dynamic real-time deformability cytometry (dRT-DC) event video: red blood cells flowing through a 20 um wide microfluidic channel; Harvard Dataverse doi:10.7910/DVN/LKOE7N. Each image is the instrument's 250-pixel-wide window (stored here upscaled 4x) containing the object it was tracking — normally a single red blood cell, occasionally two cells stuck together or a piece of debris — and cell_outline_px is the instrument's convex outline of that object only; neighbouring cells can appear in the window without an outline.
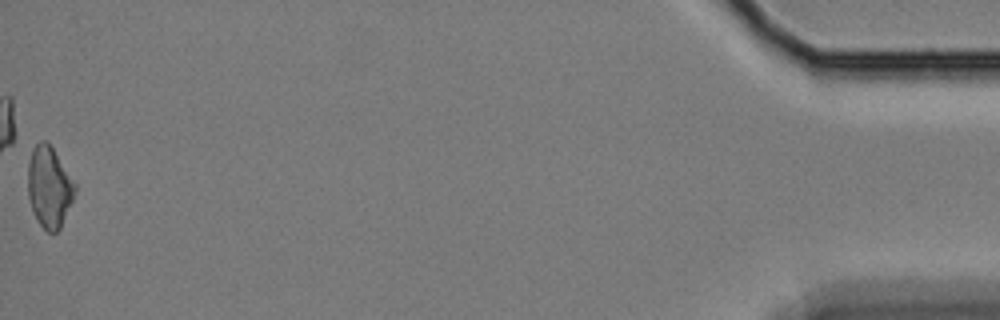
{"species": "Egyptian fruit bat (a non-hibernating species)", "species_latin": "Rousettus aegyptiacus", "temperature_condition": "cold", "stored_images_in_passage": 51, "camera_frame_rate_fps": 3000, "um_per_image_px": 0.085, "animal": {"sex": "female"}, "frame": {"image": 1, "passage_image": 51, "time_ms": 16.667, "image_size_px": [1000, 320], "cell_outline_px": [[76, 192], [60, 228], [56, 232], [48, 232], [40, 224], [32, 212], [28, 196], [28, 164], [32, 148], [40, 140], [44, 140], [52, 148], [76, 184]], "centroid_in_image_um": [4.17, 15.9], "position_along_channel_um": 431.0, "area_um2": 22.02}, "authors_computed_cell_mechanics": {"area_um2": 23.0044, "velocity_mm_per_s": 3.3405, "shape_relaxation_time_tau1_ms": null, "shape_relaxation_time_tau2_ms": 7.5647, "deformation_change_tau1": null, "deformation_change_tau2": 0.1836}}